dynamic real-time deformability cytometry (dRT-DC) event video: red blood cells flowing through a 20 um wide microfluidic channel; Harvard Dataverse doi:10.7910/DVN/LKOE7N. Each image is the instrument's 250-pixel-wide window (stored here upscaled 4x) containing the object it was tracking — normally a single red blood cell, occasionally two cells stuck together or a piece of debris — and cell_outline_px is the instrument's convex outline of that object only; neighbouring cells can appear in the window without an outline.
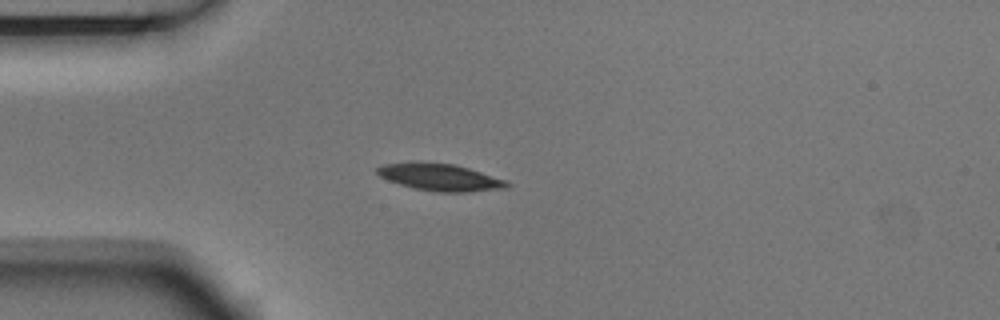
{"species": "Egyptian fruit bat (a non-hibernating species)", "species_latin": "Rousettus aegyptiacus", "temperature_condition": "room temperature", "stored_images_in_passage": 7, "camera_frame_rate_fps": 3000, "um_per_image_px": 0.085, "animal": {"sex": "male"}, "frame": {"image": 1, "passage_image": 4, "time_ms": 1.0, "image_size_px": [1000, 320], "cell_outline_px": [[512, 184], [508, 188], [468, 192], [436, 192], [416, 188], [400, 184], [388, 180], [380, 176], [376, 172], [376, 168], [384, 164], [456, 164], [508, 180]], "centroid_in_image_um": [37.53, 15.1], "position_along_channel_um": 47.5, "area_um2": 19.94}}
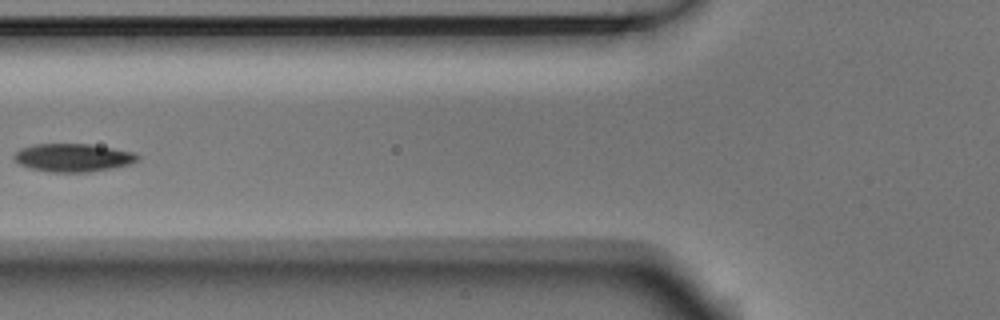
{"frame": {"image": 2, "passage_image": 6, "time_ms": 1.667, "image_size_px": [1000, 320], "cell_outline_px": [[140, 160], [128, 164], [112, 168], [88, 172], [48, 172], [32, 168], [20, 164], [12, 156], [20, 148], [32, 144], [88, 144], [112, 148], [132, 152], [140, 156]], "centroid_in_image_um": [6.2, 13.4], "position_along_channel_um": 119.6, "area_um2": 20.11}}
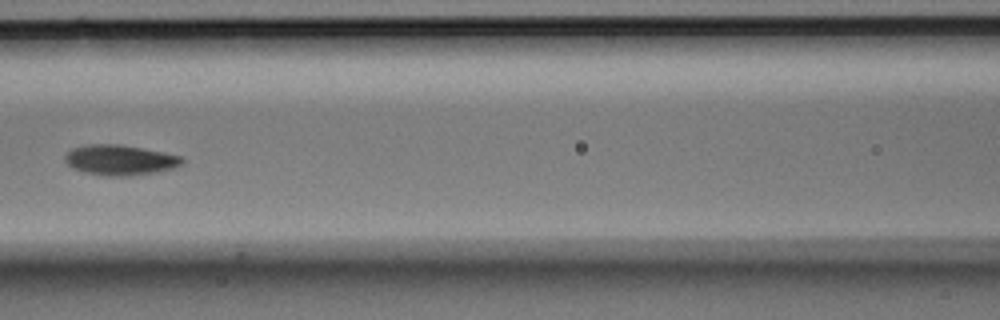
{"frame": {"image": 3, "passage_image": 7, "time_ms": 2.0, "image_size_px": [1000, 320], "cell_outline_px": [[184, 164], [176, 168], [156, 172], [128, 176], [108, 176], [84, 172], [72, 168], [64, 160], [64, 156], [72, 148], [84, 144], [120, 144], [164, 152], [184, 156]], "centroid_in_image_um": [10.23, 13.59], "position_along_channel_um": 156.4, "area_um2": 20.98}}